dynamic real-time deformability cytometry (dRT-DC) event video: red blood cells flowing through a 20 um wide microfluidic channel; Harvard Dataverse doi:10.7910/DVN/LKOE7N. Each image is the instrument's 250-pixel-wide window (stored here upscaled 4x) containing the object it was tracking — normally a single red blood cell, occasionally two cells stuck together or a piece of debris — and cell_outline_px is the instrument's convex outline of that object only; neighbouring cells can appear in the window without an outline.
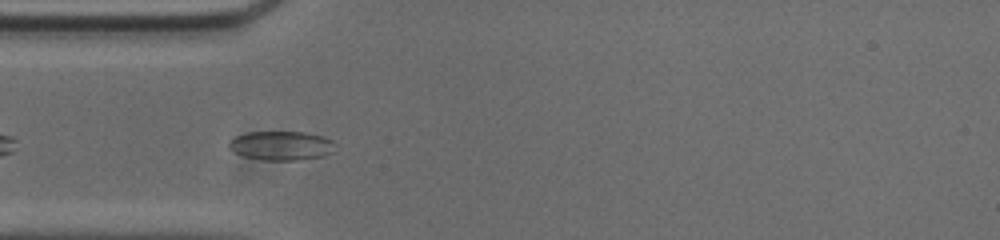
{"species": "common noctule bat (a hibernating species)", "species_latin": "Nyctalus noctula", "temperature_condition": "cold", "stored_images_in_passage": 35, "camera_frame_rate_fps": 3000, "um_per_image_px": 0.085, "animal": {"sex": "male", "body_mass_g": 20.0, "forearm_length_mm": 53.3}, "frame": {"image": 1, "passage_image": 3, "time_ms": 0.667, "image_size_px": [1000, 240], "cell_outline_px": [[336, 144], [332, 152], [324, 156], [300, 160], [264, 160], [244, 156], [228, 148], [228, 144], [236, 136], [248, 132], [304, 132], [324, 136], [332, 140]], "centroid_in_image_um": [23.95, 12.38], "position_along_channel_um": 61.0, "area_um2": 18.03}}
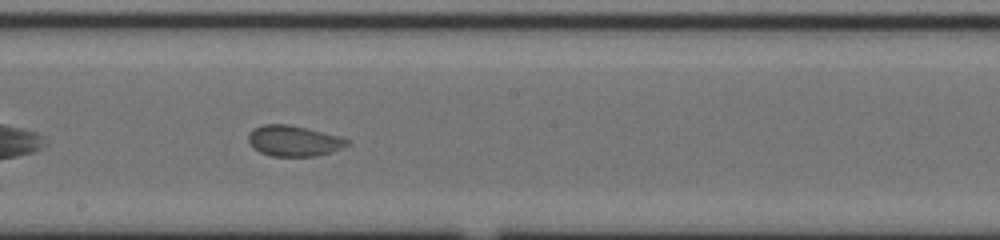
{"frame": {"image": 2, "passage_image": 16, "time_ms": 5.0, "image_size_px": [1000, 240], "cell_outline_px": [[352, 144], [332, 152], [316, 156], [272, 156], [260, 152], [252, 148], [248, 140], [248, 136], [256, 128], [264, 124], [288, 124], [308, 128], [340, 136], [352, 140]], "centroid_in_image_um": [25.04, 11.98], "position_along_channel_um": 223.2, "area_um2": 17.86}}
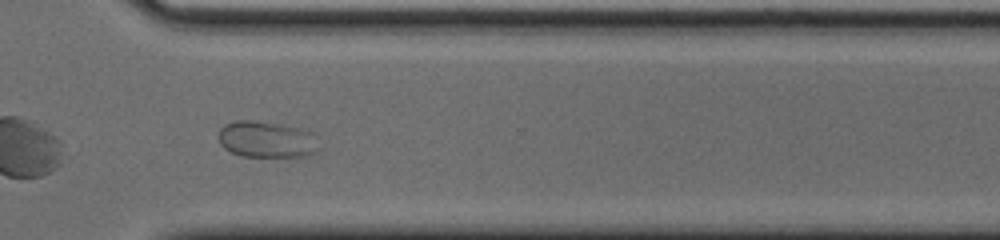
{"frame": {"image": 3, "passage_image": 26, "time_ms": 8.333, "image_size_px": [1000, 240], "cell_outline_px": [[320, 148], [316, 152], [304, 156], [240, 156], [224, 148], [220, 144], [220, 128], [224, 124], [236, 120], [252, 120], [276, 124], [296, 128], [312, 132]], "centroid_in_image_um": [22.65, 11.86], "position_along_channel_um": 348.0, "area_um2": 21.04}}